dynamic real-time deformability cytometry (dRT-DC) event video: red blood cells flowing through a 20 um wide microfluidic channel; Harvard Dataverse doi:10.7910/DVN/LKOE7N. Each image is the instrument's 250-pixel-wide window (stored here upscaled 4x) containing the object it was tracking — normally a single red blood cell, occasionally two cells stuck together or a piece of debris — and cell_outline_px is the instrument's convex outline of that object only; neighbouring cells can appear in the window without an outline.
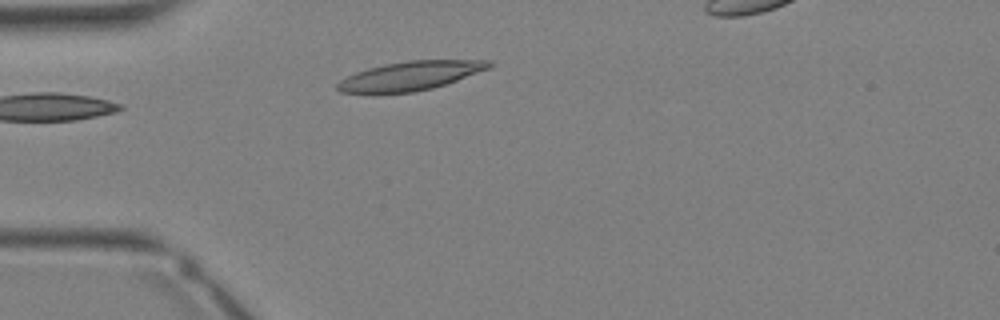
{"species": "Egyptian fruit bat (a non-hibernating species)", "species_latin": "Rousettus aegyptiacus", "temperature_condition": "warm", "stored_images_in_passage": 23, "camera_frame_rate_fps": 3000, "um_per_image_px": 0.085, "animal": {"sex": "female"}, "frame": {"image": 1, "passage_image": 1, "time_ms": 0.0, "image_size_px": [1000, 320], "cell_outline_px": [[496, 64], [488, 68], [456, 80], [432, 88], [412, 92], [372, 96], [340, 92], [336, 88], [336, 84], [340, 80], [356, 72], [368, 68], [384, 64], [408, 60], [492, 60]], "centroid_in_image_um": [34.77, 6.48], "position_along_channel_um": 50.2, "area_um2": 26.18}}
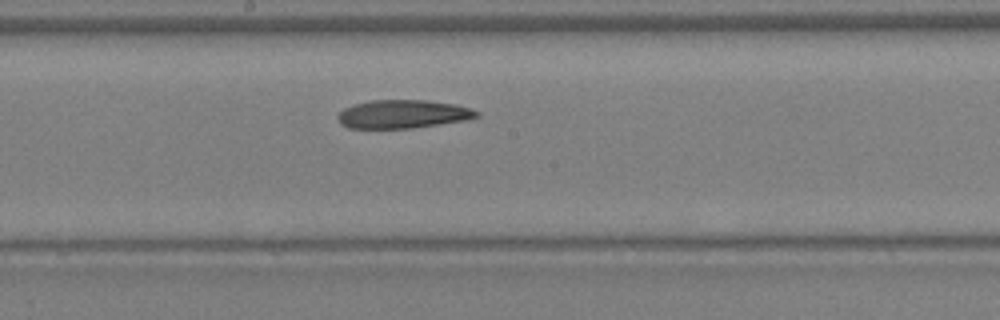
{"frame": {"image": 2, "passage_image": 10, "time_ms": 3.0, "image_size_px": [1000, 320], "cell_outline_px": [[480, 116], [468, 120], [412, 128], [348, 128], [340, 124], [336, 116], [344, 108], [352, 104], [372, 100], [424, 100], [456, 104], [480, 112]], "centroid_in_image_um": [34.23, 9.7], "position_along_channel_um": 214.0, "area_um2": 23.12}}
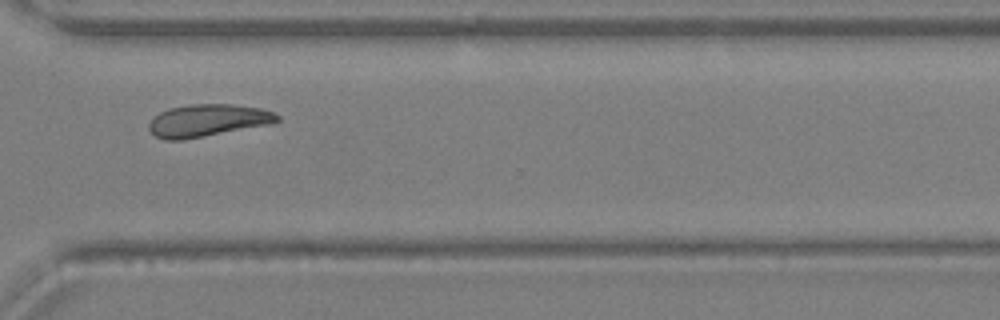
{"frame": {"image": 3, "passage_image": 17, "time_ms": 5.333, "image_size_px": [1000, 320], "cell_outline_px": [[280, 120], [268, 124], [184, 140], [164, 140], [156, 136], [148, 128], [148, 124], [160, 112], [168, 108], [188, 104], [232, 104], [260, 108], [272, 112], [280, 116]], "centroid_in_image_um": [17.62, 10.23], "position_along_channel_um": 353.0, "area_um2": 23.99}}